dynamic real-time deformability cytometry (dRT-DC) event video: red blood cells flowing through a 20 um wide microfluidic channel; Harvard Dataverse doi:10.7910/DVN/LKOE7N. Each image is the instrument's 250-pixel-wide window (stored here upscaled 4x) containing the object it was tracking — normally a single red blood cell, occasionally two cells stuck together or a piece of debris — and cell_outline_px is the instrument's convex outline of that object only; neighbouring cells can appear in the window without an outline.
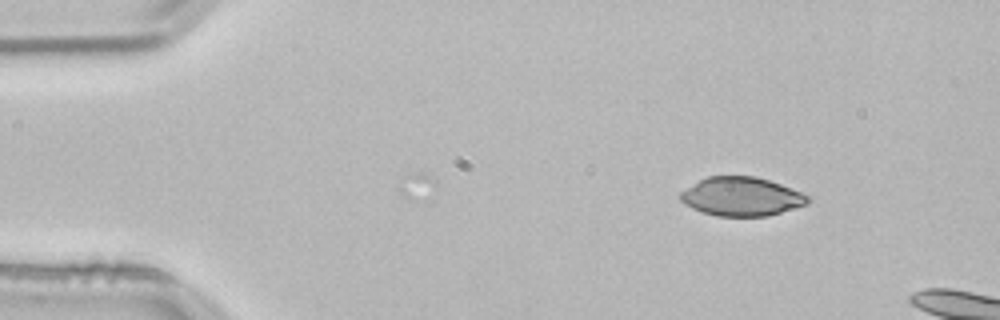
{"species": "common noctule bat (a hibernating species)", "species_latin": "Nyctalus noctula", "temperature_condition": "room temperature", "stored_images_in_passage": 13, "camera_frame_rate_fps": 3000, "um_per_image_px": 0.085, "animal": {"sex": "male", "body_mass_g": 21.5, "forearm_length_mm": 52.0}, "frame": {"image": 1, "passage_image": 13, "time_ms": 4.0, "image_size_px": [1000, 320], "cell_outline_px": [[808, 204], [768, 216], [716, 216], [700, 212], [684, 204], [680, 200], [680, 192], [700, 180], [708, 176], [756, 176], [780, 184], [800, 192], [808, 196]], "centroid_in_image_um": [63.0, 16.71], "position_along_channel_um": 22.0, "area_um2": 28.67}}